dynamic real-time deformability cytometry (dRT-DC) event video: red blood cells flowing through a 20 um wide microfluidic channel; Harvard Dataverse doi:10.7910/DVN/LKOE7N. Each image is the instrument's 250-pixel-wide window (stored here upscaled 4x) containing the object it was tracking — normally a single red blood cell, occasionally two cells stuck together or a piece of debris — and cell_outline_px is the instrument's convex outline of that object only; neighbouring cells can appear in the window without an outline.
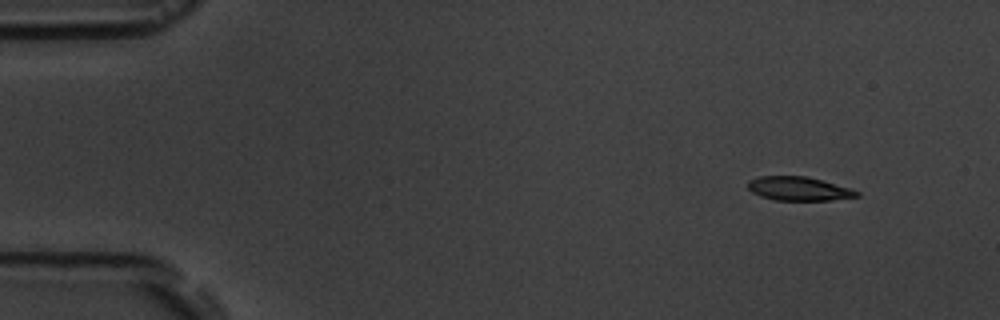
{"species": "common noctule bat (a hibernating species)", "species_latin": "Nyctalus noctula", "temperature_condition": "room temperature", "stored_images_in_passage": 4, "camera_frame_rate_fps": 3000, "um_per_image_px": 0.085, "animal": {"sex": "male", "body_mass_g": 19.5, "forearm_length_mm": 54.6}, "frame": {"image": 1, "passage_image": 1, "time_ms": 0.0, "image_size_px": [1000, 320], "cell_outline_px": [[860, 196], [832, 200], [776, 200], [760, 196], [752, 192], [748, 188], [748, 180], [760, 176], [804, 176], [820, 180], [848, 188], [860, 192]], "centroid_in_image_um": [67.86, 16.04], "position_along_channel_um": 17.1, "area_um2": 14.91}}
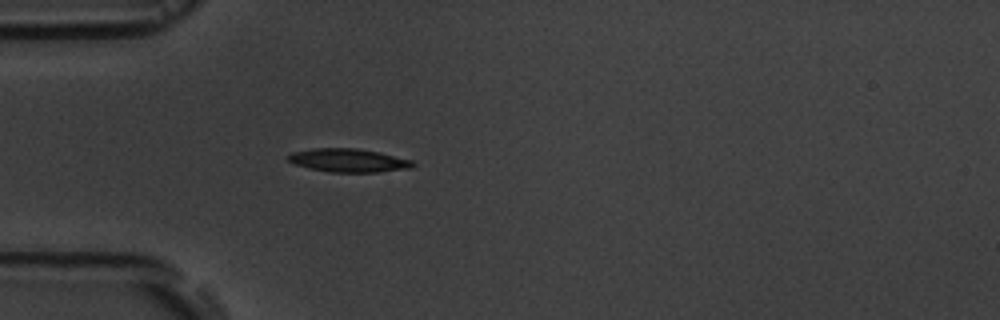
{"frame": {"image": 2, "passage_image": 4, "time_ms": 3.667, "image_size_px": [1000, 320], "cell_outline_px": [[416, 164], [412, 168], [376, 172], [332, 172], [308, 168], [292, 164], [284, 156], [292, 152], [312, 148], [356, 148], [380, 152], [412, 160]], "centroid_in_image_um": [29.58, 13.63], "position_along_channel_um": 55.4, "area_um2": 17.22}}